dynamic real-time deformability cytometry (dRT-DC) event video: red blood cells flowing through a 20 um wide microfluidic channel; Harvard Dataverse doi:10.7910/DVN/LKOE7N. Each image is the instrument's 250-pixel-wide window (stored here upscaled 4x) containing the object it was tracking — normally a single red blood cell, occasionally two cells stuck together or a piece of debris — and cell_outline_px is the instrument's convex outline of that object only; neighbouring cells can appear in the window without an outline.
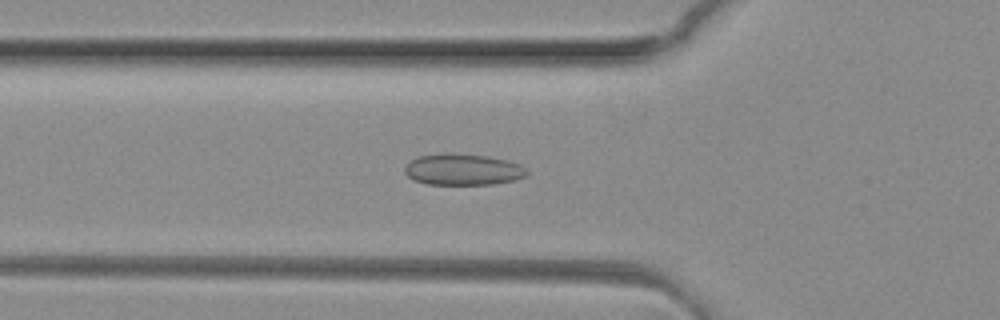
{"species": "common noctule bat (a hibernating species)", "species_latin": "Nyctalus noctula", "temperature_condition": "room temperature", "stored_images_in_passage": 40, "camera_frame_rate_fps": 3000, "um_per_image_px": 0.085, "animal": {"sex": "female", "body_mass_g": 29.2, "forearm_length_mm": 56.3}, "frame": {"image": 1, "passage_image": 13, "time_ms": 4.0, "image_size_px": [1000, 320], "cell_outline_px": [[528, 176], [512, 180], [492, 184], [428, 184], [412, 180], [404, 172], [404, 168], [416, 156], [488, 156], [508, 160], [520, 164], [528, 172]], "centroid_in_image_um": [39.38, 14.46], "position_along_channel_um": 86.4, "area_um2": 21.39}}
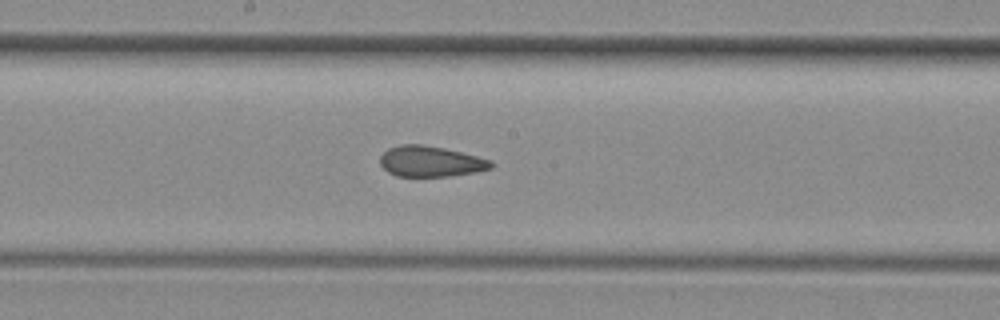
{"frame": {"image": 2, "passage_image": 22, "time_ms": 7.0, "image_size_px": [1000, 320], "cell_outline_px": [[496, 164], [492, 168], [476, 172], [448, 176], [396, 176], [388, 172], [380, 164], [380, 156], [388, 148], [400, 144], [424, 144], [444, 148], [492, 160]], "centroid_in_image_um": [36.61, 13.71], "position_along_channel_um": 211.6, "area_um2": 19.94}}
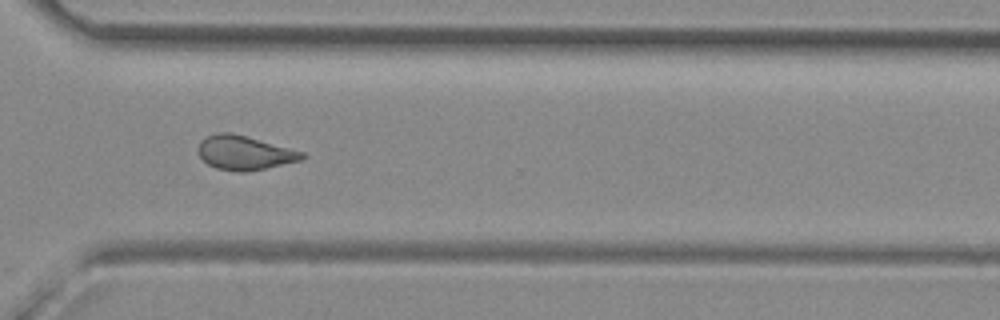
{"frame": {"image": 3, "passage_image": 32, "time_ms": 10.333, "image_size_px": [1000, 320], "cell_outline_px": [[304, 156], [300, 160], [248, 172], [236, 172], [216, 168], [208, 164], [200, 156], [200, 140], [216, 132], [232, 132], [304, 152]], "centroid_in_image_um": [20.76, 12.98], "position_along_channel_um": 349.8, "area_um2": 20.4}, "authors_computed_cell_mechanics": {"area_um2": 21.2704, "velocity_mm_per_s": 4.1447, "shape_relaxation_time_tau1_ms": null, "shape_relaxation_time_tau2_ms": 1.8131, "deformation_change_tau1": null, "deformation_change_tau2": 0.0957}}